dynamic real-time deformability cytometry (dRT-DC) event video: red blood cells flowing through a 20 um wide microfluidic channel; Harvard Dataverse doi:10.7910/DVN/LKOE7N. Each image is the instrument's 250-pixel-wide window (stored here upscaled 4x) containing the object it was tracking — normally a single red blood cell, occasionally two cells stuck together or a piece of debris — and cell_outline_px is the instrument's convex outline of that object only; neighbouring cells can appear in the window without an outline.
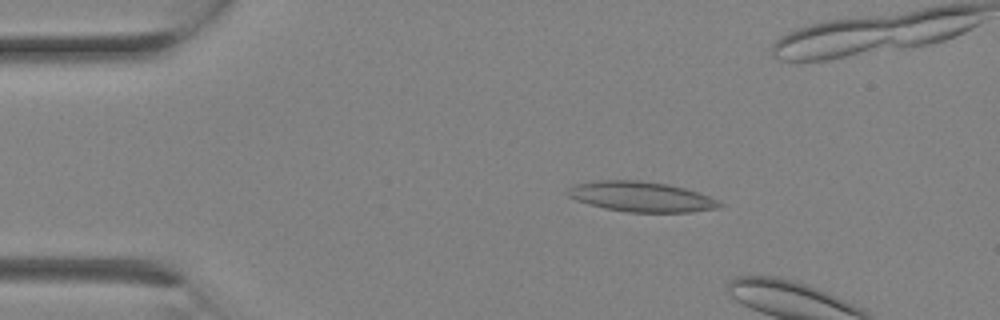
{"species": "Egyptian fruit bat (a non-hibernating species)", "species_latin": "Rousettus aegyptiacus", "temperature_condition": "room temperature", "stored_images_in_passage": 6, "camera_frame_rate_fps": 3000, "um_per_image_px": 0.085, "animal": {"sex": "female"}, "frame": {"image": 1, "passage_image": 4, "time_ms": 1.0, "image_size_px": [1000, 320], "cell_outline_px": [[724, 204], [720, 208], [692, 212], [628, 212], [604, 208], [588, 204], [576, 200], [568, 196], [568, 188], [572, 184], [596, 180], [640, 180], [668, 184], [684, 188], [720, 200]], "centroid_in_image_um": [54.5, 16.72], "position_along_channel_um": 30.5, "area_um2": 26.88}}